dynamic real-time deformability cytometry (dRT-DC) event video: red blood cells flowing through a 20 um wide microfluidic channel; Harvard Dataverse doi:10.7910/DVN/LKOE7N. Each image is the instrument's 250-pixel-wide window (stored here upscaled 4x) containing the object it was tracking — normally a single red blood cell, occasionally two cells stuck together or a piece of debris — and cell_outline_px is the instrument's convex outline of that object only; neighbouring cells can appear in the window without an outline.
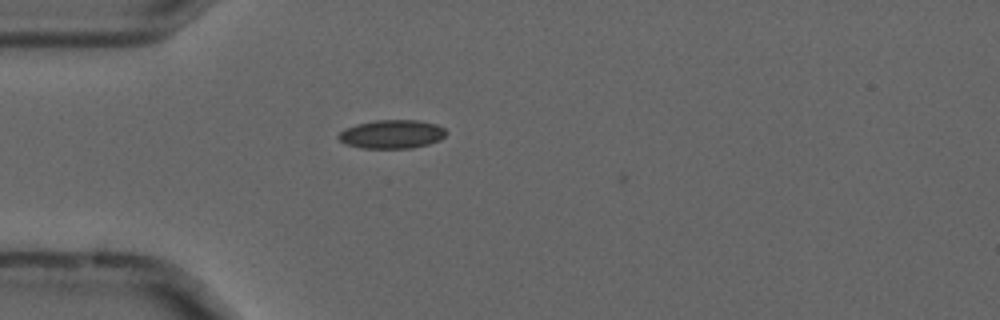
{"species": "common noctule bat (a hibernating species)", "species_latin": "Nyctalus noctula", "temperature_condition": "cold", "stored_images_in_passage": 3, "camera_frame_rate_fps": 3000, "um_per_image_px": 0.085, "animal": {"sex": "male", "forearm_length_mm": 52.5}, "frame": {"image": 1, "passage_image": 2, "time_ms": 0.333, "image_size_px": [1000, 320], "cell_outline_px": [[448, 132], [440, 140], [428, 144], [412, 148], [360, 148], [348, 144], [340, 140], [336, 136], [344, 128], [356, 124], [376, 120], [416, 120], [436, 124], [444, 128]], "centroid_in_image_um": [33.31, 11.4], "position_along_channel_um": 51.7, "area_um2": 17.98}}